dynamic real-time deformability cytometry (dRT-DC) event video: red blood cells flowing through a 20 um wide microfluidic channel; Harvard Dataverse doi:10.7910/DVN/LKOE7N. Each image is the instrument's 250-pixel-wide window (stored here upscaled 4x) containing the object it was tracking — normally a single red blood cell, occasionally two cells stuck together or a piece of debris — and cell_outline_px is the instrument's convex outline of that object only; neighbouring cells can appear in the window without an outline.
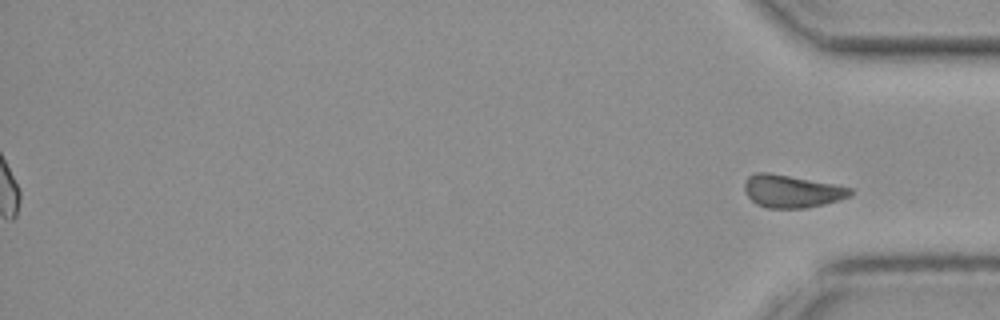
{"species": "common noctule bat (a hibernating species)", "species_latin": "Nyctalus noctula", "temperature_condition": "cold", "stored_images_in_passage": 51, "segment_of_instrument_passage": [2, 2], "camera_frame_rate_fps": 3000, "um_per_image_px": 0.085, "animal": {"sex": "female", "body_mass_g": 19.3, "forearm_length_mm": 54.1}, "frame": {"image": 1, "passage_image": 51, "time_ms": 16.667, "image_size_px": [1000, 320], "cell_outline_px": [[852, 196], [840, 200], [824, 204], [804, 208], [768, 208], [756, 204], [748, 196], [744, 188], [744, 180], [748, 176], [756, 172], [768, 172], [832, 184], [852, 188]], "centroid_in_image_um": [67.28, 16.26], "position_along_channel_um": 367.9, "area_um2": 20.06}}